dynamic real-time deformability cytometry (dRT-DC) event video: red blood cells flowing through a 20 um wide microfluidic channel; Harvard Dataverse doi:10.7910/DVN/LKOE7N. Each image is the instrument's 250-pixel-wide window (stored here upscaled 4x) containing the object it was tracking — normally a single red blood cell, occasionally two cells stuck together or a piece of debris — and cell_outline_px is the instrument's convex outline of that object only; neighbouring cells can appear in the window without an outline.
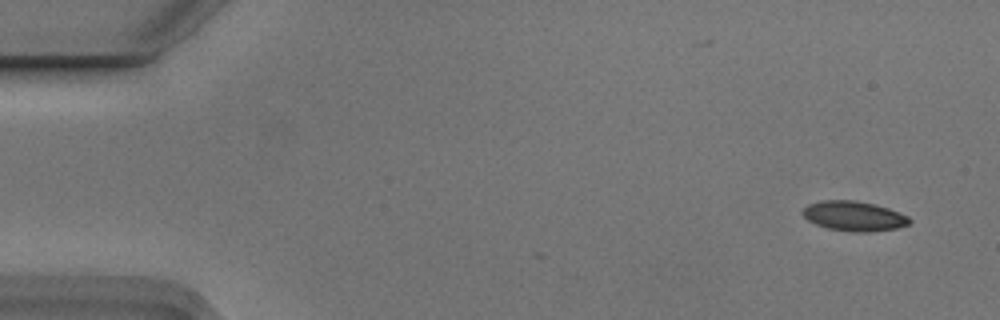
{"species": "Egyptian fruit bat (a non-hibernating species)", "species_latin": "Rousettus aegyptiacus", "temperature_condition": "cold", "stored_images_in_passage": 5, "segment_of_instrument_passage": [1, 2], "camera_frame_rate_fps": 3000, "um_per_image_px": 0.085, "animal": {"sex": "male"}, "frame": {"image": 1, "passage_image": 1, "time_ms": 0.0, "image_size_px": [1000, 320], "cell_outline_px": [[912, 220], [908, 224], [896, 228], [868, 232], [852, 232], [828, 228], [816, 224], [808, 220], [800, 212], [808, 204], [820, 200], [856, 200], [888, 208], [908, 216]], "centroid_in_image_um": [72.56, 18.36], "position_along_channel_um": 12.4, "area_um2": 18.5}}